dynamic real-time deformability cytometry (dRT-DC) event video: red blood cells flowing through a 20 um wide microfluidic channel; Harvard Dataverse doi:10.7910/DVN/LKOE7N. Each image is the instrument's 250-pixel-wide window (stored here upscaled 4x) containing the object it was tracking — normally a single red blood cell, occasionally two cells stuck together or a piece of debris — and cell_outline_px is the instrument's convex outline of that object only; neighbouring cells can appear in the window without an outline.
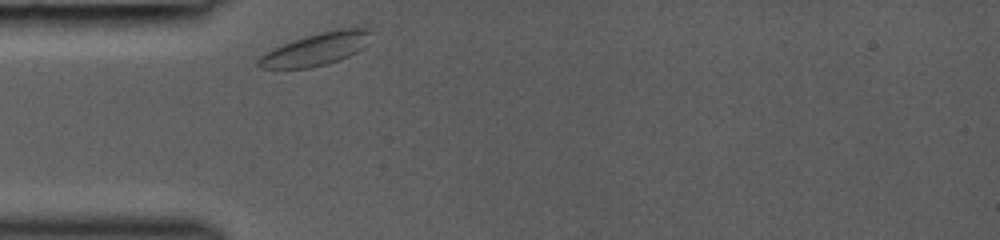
{"species": "common noctule bat (a hibernating species)", "species_latin": "Nyctalus noctula", "temperature_condition": "room temperature", "stored_images_in_passage": 28, "camera_frame_rate_fps": 3000, "um_per_image_px": 0.085, "animal": {"sex": "female", "body_mass_g": 19.0, "forearm_length_mm": 53.3}, "frame": {"image": 1, "passage_image": 1, "time_ms": 0.0, "image_size_px": [1000, 240], "cell_outline_px": [[368, 44], [364, 48], [340, 60], [328, 64], [308, 68], [260, 68], [256, 64], [260, 56], [272, 48], [304, 36], [320, 32], [340, 28], [364, 28], [368, 32]], "centroid_in_image_um": [26.83, 4.19], "position_along_channel_um": 58.2, "area_um2": 21.15}}
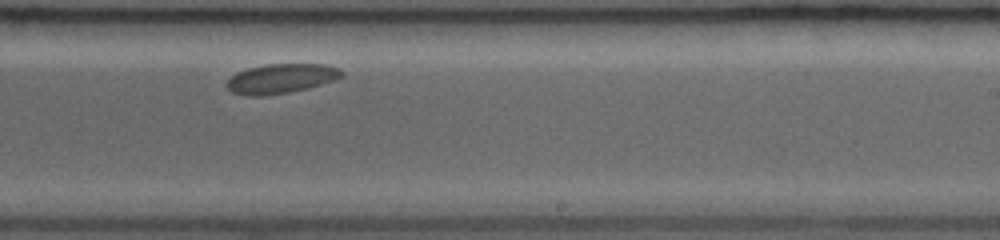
{"frame": {"image": 2, "passage_image": 17, "time_ms": 5.333, "image_size_px": [1000, 240], "cell_outline_px": [[344, 76], [308, 88], [288, 92], [260, 96], [244, 96], [232, 92], [228, 88], [228, 80], [236, 72], [248, 68], [264, 64], [328, 64], [340, 68], [344, 72]], "centroid_in_image_um": [23.9, 6.66], "position_along_channel_um": 265.1, "area_um2": 19.77}}
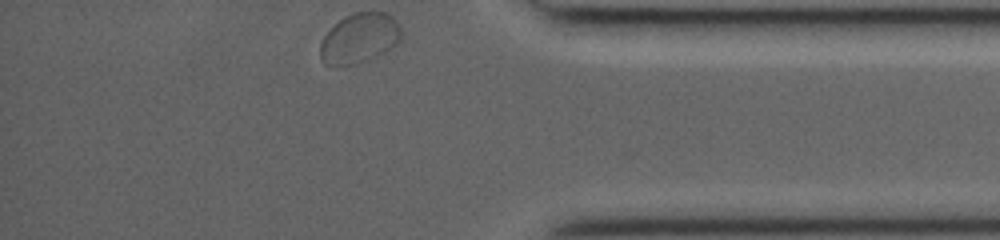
{"frame": {"image": 3, "passage_image": 28, "time_ms": 9.0, "image_size_px": [1000, 240], "cell_outline_px": [[400, 40], [396, 44], [376, 56], [368, 60], [356, 64], [336, 68], [332, 68], [324, 64], [320, 60], [320, 44], [324, 36], [344, 16], [356, 12], [388, 12], [400, 24]], "centroid_in_image_um": [30.52, 3.28], "position_along_channel_um": 404.7, "area_um2": 23.81}}